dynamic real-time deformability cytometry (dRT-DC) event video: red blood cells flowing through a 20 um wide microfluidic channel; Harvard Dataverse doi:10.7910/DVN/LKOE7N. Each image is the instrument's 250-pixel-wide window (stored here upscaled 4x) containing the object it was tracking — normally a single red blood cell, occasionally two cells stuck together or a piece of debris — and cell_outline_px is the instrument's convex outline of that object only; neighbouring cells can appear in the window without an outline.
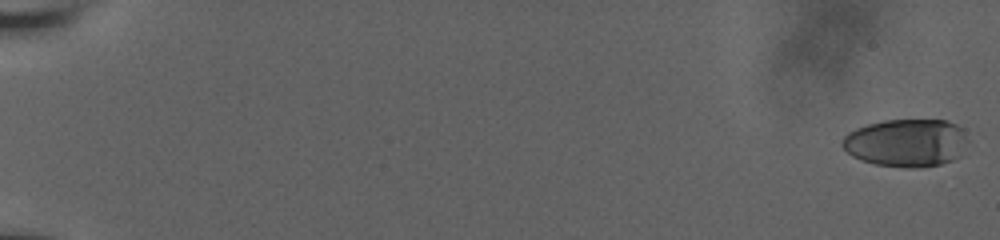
{"species": "human", "species_latin": "Homo sapiens", "temperature_condition": "room temperature", "stored_images_in_passage": 19, "camera_frame_rate_fps": 3000, "um_per_image_px": 0.085, "donor": {"sex": "male"}, "frame": {"image": 1, "passage_image": 1, "time_ms": 0.0, "image_size_px": [1000, 240], "cell_outline_px": [[968, 140], [956, 156], [952, 160], [940, 164], [916, 168], [912, 168], [876, 164], [860, 160], [852, 156], [840, 144], [844, 136], [848, 132], [856, 128], [868, 124], [884, 120], [948, 120], [964, 128]], "centroid_in_image_um": [77.02, 12.12], "position_along_channel_um": 8.0, "area_um2": 34.97}}